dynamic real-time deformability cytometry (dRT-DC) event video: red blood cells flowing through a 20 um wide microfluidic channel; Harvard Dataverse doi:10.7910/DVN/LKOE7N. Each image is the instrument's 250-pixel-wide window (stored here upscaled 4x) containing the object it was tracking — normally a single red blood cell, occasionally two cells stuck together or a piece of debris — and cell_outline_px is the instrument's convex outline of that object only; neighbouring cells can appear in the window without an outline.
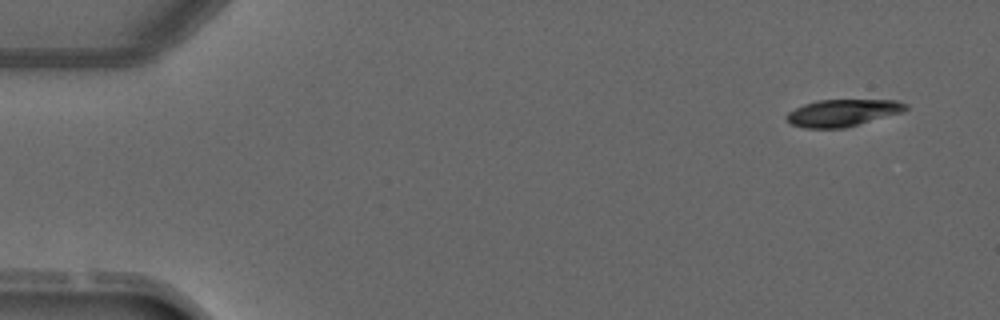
{"species": "common noctule bat (a hibernating species)", "species_latin": "Nyctalus noctula", "temperature_condition": "warm", "stored_images_in_passage": 4, "segment_of_instrument_passage": [1, 2], "camera_frame_rate_fps": 3000, "um_per_image_px": 0.085, "animal": {"sex": "male", "forearm_length_mm": 52.5}, "frame": {"image": 1, "passage_image": 1, "time_ms": 0.0, "image_size_px": [1000, 320], "cell_outline_px": [[908, 108], [900, 112], [844, 128], [804, 128], [792, 124], [784, 116], [788, 112], [804, 104], [816, 100], [896, 100], [908, 104]], "centroid_in_image_um": [71.58, 9.58], "position_along_channel_um": 13.4, "area_um2": 18.5}}
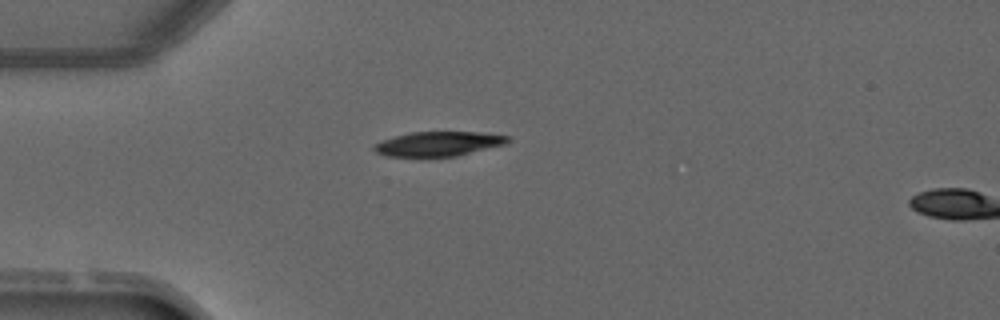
{"frame": {"image": 2, "passage_image": 3, "time_ms": 3.0, "image_size_px": [1000, 320], "cell_outline_px": [[512, 140], [504, 144], [456, 156], [384, 156], [376, 152], [372, 148], [376, 144], [384, 140], [396, 136], [412, 132], [476, 132], [512, 136]], "centroid_in_image_um": [37.3, 12.22], "position_along_channel_um": 47.7, "area_um2": 18.84}}